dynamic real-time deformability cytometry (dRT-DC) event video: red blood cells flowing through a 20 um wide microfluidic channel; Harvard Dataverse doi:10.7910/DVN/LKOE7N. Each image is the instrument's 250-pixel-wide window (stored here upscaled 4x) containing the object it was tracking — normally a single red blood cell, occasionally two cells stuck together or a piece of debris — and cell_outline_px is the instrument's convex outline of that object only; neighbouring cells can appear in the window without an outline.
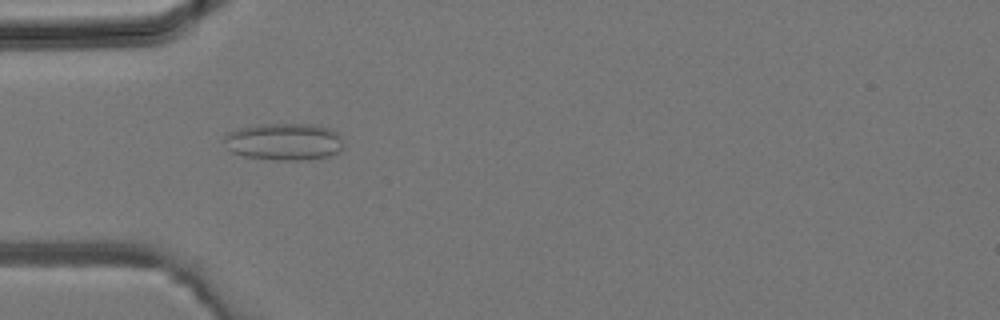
{"species": "common noctule bat (a hibernating species)", "species_latin": "Nyctalus noctula", "temperature_condition": "room temperature", "stored_images_in_passage": 34, "camera_frame_rate_fps": 3000, "um_per_image_px": 0.085, "animal": {"sex": "male", "body_mass_g": 19.2, "forearm_length_mm": 51.8}, "frame": {"image": 1, "passage_image": 8, "time_ms": 2.333, "image_size_px": [1000, 320], "cell_outline_px": [[340, 148], [336, 152], [328, 156], [308, 160], [276, 160], [244, 156], [232, 152], [228, 148], [224, 140], [224, 136], [228, 132], [240, 128], [256, 124], [312, 124], [328, 128], [336, 132], [340, 136]], "centroid_in_image_um": [24.1, 12.04], "position_along_channel_um": 60.9, "area_um2": 25.61}}
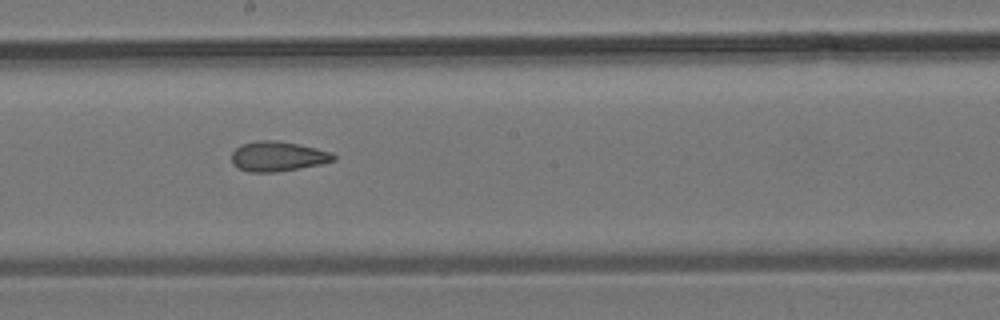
{"frame": {"image": 2, "passage_image": 17, "time_ms": 5.333, "image_size_px": [1000, 320], "cell_outline_px": [[336, 160], [324, 164], [276, 172], [248, 172], [232, 164], [232, 152], [240, 144], [256, 140], [276, 140], [300, 144], [332, 152], [336, 156]], "centroid_in_image_um": [23.63, 13.28], "position_along_channel_um": 224.6, "area_um2": 18.03}}
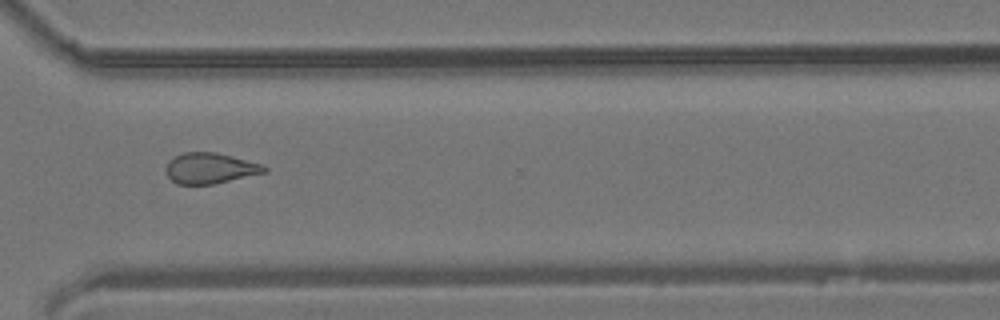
{"frame": {"image": 3, "passage_image": 24, "time_ms": 7.667, "image_size_px": [1000, 320], "cell_outline_px": [[268, 172], [212, 184], [176, 184], [168, 176], [164, 168], [168, 160], [184, 152], [216, 152], [264, 164], [268, 168]], "centroid_in_image_um": [17.87, 14.29], "position_along_channel_um": 352.7, "area_um2": 17.74}}